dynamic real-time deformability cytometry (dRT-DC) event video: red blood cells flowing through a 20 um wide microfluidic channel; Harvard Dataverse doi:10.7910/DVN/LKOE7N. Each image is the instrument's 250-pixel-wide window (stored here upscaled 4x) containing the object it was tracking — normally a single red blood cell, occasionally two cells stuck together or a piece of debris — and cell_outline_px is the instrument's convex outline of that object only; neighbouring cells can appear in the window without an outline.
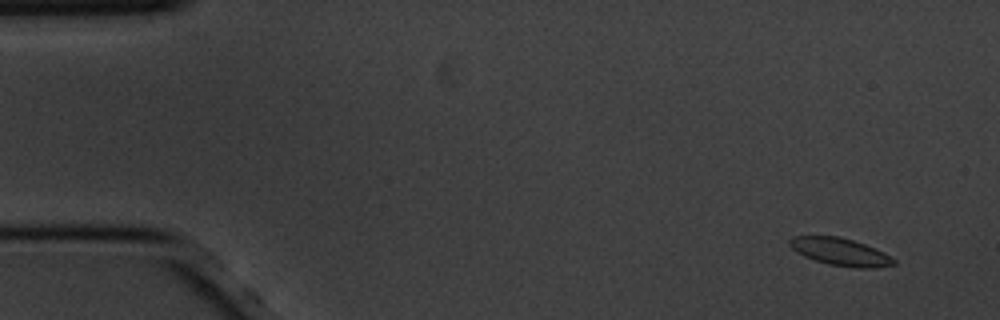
{"species": "common noctule bat (a hibernating species)", "species_latin": "Nyctalus noctula", "temperature_condition": "cold", "stored_images_in_passage": 6, "camera_frame_rate_fps": 3000, "um_per_image_px": 0.085, "animal": {"sex": "male", "body_mass_g": 20.1, "forearm_length_mm": 53.5}, "frame": {"image": 1, "passage_image": 1, "time_ms": 0.0, "image_size_px": [1000, 320], "cell_outline_px": [[896, 264], [876, 268], [856, 268], [828, 264], [804, 256], [796, 252], [788, 244], [788, 240], [792, 236], [836, 236], [852, 240], [876, 248], [884, 252], [896, 260]], "centroid_in_image_um": [71.43, 21.41], "position_along_channel_um": 13.6, "area_um2": 16.7}}